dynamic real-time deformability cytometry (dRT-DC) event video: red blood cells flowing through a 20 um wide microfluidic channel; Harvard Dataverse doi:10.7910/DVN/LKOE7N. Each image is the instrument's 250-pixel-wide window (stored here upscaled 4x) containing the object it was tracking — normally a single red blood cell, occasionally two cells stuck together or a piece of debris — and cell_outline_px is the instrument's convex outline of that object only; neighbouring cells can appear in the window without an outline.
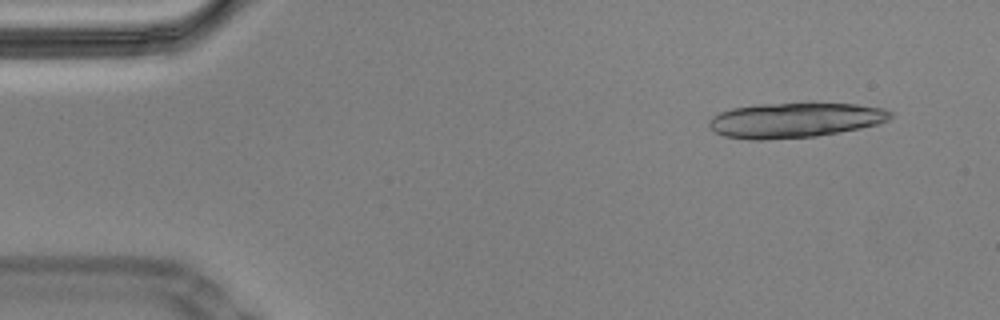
{"species": "Egyptian fruit bat (a non-hibernating species)", "species_latin": "Rousettus aegyptiacus", "temperature_condition": "cold", "stored_images_in_passage": 17, "camera_frame_rate_fps": 3000, "um_per_image_px": 0.085, "animal": {"sex": "male"}, "frame": {"image": 1, "passage_image": 4, "time_ms": 1.0, "image_size_px": [1000, 320], "cell_outline_px": [[892, 116], [888, 120], [880, 124], [860, 128], [816, 136], [764, 140], [748, 140], [724, 136], [716, 132], [708, 124], [708, 120], [712, 116], [720, 112], [732, 108], [756, 104], [812, 100], [856, 104], [884, 108], [892, 112]], "centroid_in_image_um": [67.59, 10.16], "position_along_channel_um": 17.4, "area_um2": 38.32}}